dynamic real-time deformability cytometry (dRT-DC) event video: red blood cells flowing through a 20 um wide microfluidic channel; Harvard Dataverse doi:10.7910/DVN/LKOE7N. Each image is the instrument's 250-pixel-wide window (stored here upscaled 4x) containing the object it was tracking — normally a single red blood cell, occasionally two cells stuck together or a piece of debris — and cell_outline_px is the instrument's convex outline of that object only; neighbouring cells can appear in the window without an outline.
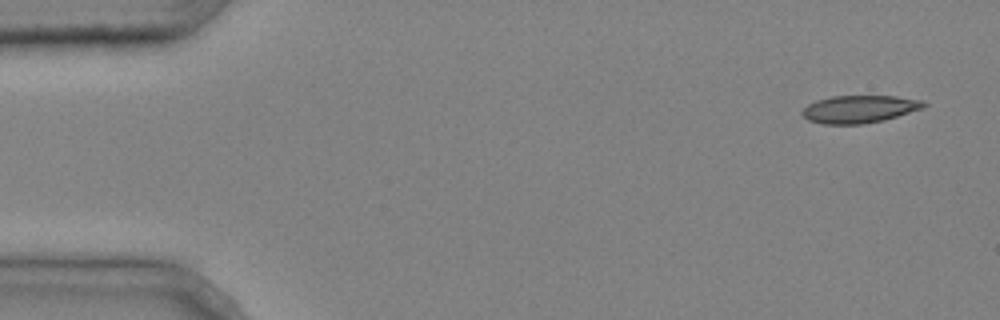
{"species": "common noctule bat (a hibernating species)", "species_latin": "Nyctalus noctula", "temperature_condition": "cold", "stored_images_in_passage": 3, "camera_frame_rate_fps": 3000, "um_per_image_px": 0.085, "animal": {"sex": "male", "body_mass_g": 20.4}, "frame": {"image": 1, "passage_image": 1, "time_ms": 0.0, "image_size_px": [1000, 320], "cell_outline_px": [[928, 104], [924, 108], [884, 120], [860, 124], [824, 124], [808, 120], [800, 112], [808, 104], [816, 100], [832, 96], [896, 96], [924, 100]], "centroid_in_image_um": [73.07, 9.27], "position_along_channel_um": 11.9, "area_um2": 19.59}}
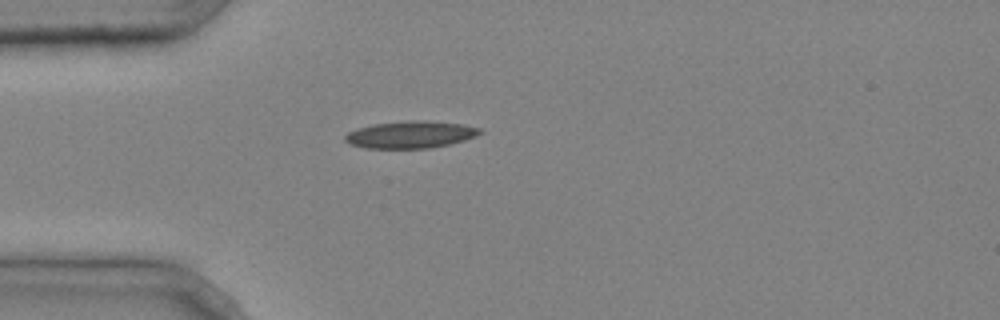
{"frame": {"image": 2, "passage_image": 3, "time_ms": 0.667, "image_size_px": [1000, 320], "cell_outline_px": [[484, 132], [476, 136], [464, 140], [448, 144], [428, 148], [364, 148], [352, 144], [344, 140], [344, 136], [348, 132], [360, 128], [376, 124], [412, 120], [424, 120], [464, 124], [480, 128]], "centroid_in_image_um": [34.94, 11.44], "position_along_channel_um": 50.1, "area_um2": 21.1}}